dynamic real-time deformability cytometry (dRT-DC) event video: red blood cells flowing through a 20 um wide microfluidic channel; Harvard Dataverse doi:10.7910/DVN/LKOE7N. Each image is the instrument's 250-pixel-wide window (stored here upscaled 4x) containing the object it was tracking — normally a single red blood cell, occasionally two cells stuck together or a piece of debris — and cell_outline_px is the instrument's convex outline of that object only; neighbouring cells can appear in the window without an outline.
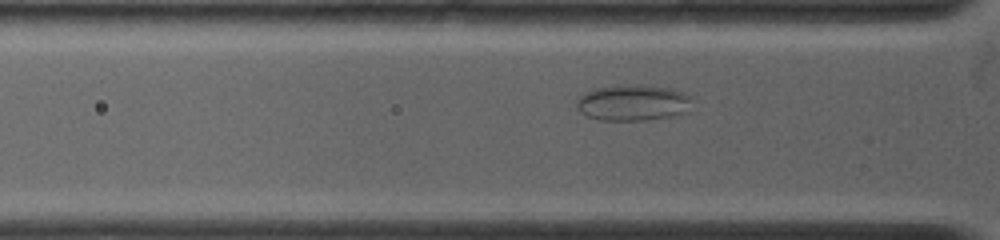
{"species": "common noctule bat (a hibernating species)", "species_latin": "Nyctalus noctula", "temperature_condition": "warm", "stored_images_in_passage": 28, "camera_frame_rate_fps": 5000, "um_per_image_px": 0.085, "animal": {"sex": "female", "body_mass_g": 19.0, "forearm_length_mm": 53.3}, "frame": {"image": 1, "passage_image": 8, "time_ms": 1.4, "image_size_px": [1000, 240], "cell_outline_px": [[688, 112], [672, 116], [644, 120], [600, 120], [588, 116], [580, 112], [576, 108], [576, 100], [584, 92], [596, 88], [620, 84], [636, 84], [668, 88], [684, 92], [688, 96]], "centroid_in_image_um": [53.73, 8.72], "position_along_channel_um": 72.1, "area_um2": 24.22}}
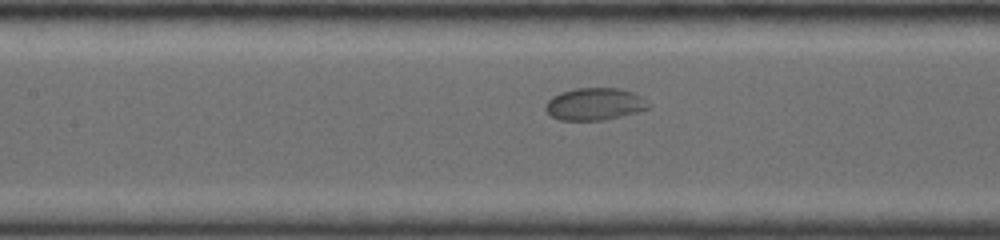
{"frame": {"image": 2, "passage_image": 19, "time_ms": 3.6, "image_size_px": [1000, 240], "cell_outline_px": [[652, 108], [620, 116], [600, 120], [560, 120], [552, 116], [544, 108], [544, 104], [552, 96], [560, 92], [572, 88], [620, 88], [632, 92], [648, 100], [652, 104]], "centroid_in_image_um": [50.56, 8.83], "position_along_channel_um": 156.8, "area_um2": 19.54}}
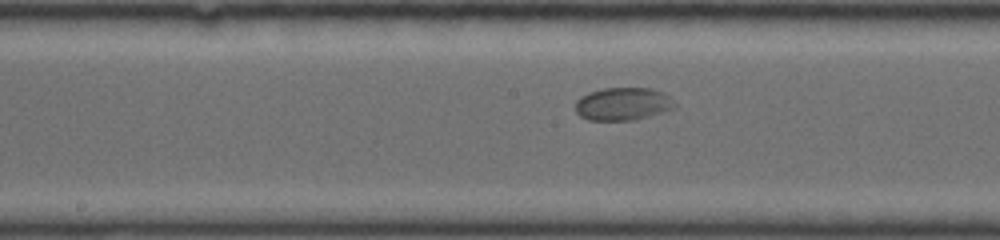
{"frame": {"image": 3, "passage_image": 24, "time_ms": 4.6, "image_size_px": [1000, 240], "cell_outline_px": [[676, 108], [648, 116], [632, 120], [588, 120], [580, 116], [576, 112], [576, 100], [580, 96], [588, 92], [604, 88], [652, 88], [664, 92], [672, 96], [676, 104]], "centroid_in_image_um": [52.97, 8.82], "position_along_channel_um": 195.2, "area_um2": 19.25}}